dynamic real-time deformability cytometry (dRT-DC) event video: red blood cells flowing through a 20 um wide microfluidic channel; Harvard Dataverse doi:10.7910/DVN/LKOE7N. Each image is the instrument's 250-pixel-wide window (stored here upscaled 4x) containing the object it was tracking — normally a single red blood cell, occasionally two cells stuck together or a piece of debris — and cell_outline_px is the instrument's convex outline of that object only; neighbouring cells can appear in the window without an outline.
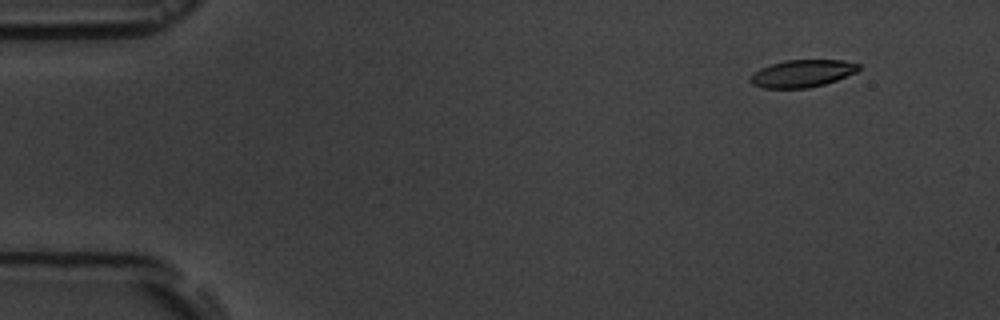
{"species": "common noctule bat (a hibernating species)", "species_latin": "Nyctalus noctula", "temperature_condition": "room temperature", "stored_images_in_passage": 5, "camera_frame_rate_fps": 3000, "um_per_image_px": 0.085, "animal": {"sex": "male", "body_mass_g": 19.5, "forearm_length_mm": 54.6}, "frame": {"image": 1, "passage_image": 2, "time_ms": 1.0, "image_size_px": [1000, 320], "cell_outline_px": [[860, 68], [856, 72], [836, 80], [824, 84], [808, 88], [764, 88], [752, 84], [748, 80], [748, 76], [752, 72], [760, 68], [784, 60], [844, 60], [860, 64]], "centroid_in_image_um": [68.15, 6.24], "position_along_channel_um": 16.9, "area_um2": 17.4}}
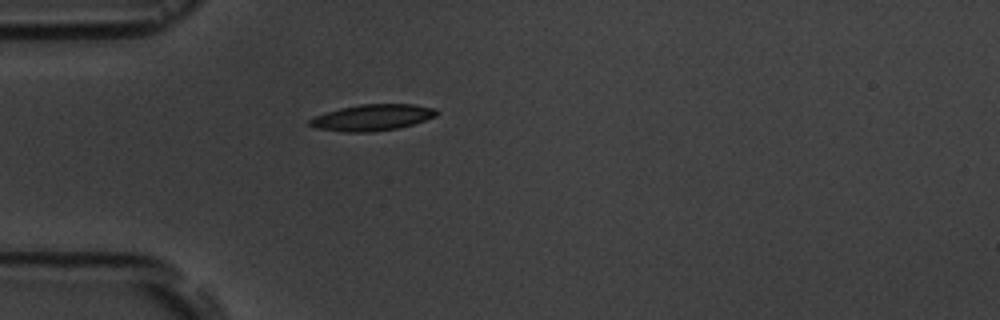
{"frame": {"image": 2, "passage_image": 5, "time_ms": 4.667, "image_size_px": [1000, 320], "cell_outline_px": [[440, 112], [436, 116], [412, 124], [396, 128], [372, 132], [344, 132], [316, 128], [308, 124], [308, 120], [316, 116], [340, 108], [360, 104], [412, 104], [436, 108]], "centroid_in_image_um": [31.66, 9.98], "position_along_channel_um": 53.3, "area_um2": 19.31}}